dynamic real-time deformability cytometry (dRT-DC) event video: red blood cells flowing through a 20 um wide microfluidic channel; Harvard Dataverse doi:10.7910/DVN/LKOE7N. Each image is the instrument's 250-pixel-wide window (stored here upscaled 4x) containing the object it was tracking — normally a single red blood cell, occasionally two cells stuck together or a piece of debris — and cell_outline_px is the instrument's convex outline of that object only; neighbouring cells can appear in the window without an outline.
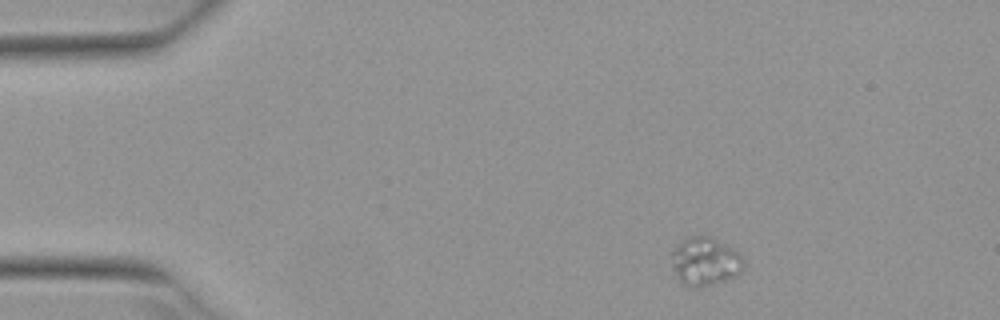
{"species": "Egyptian fruit bat (a non-hibernating species)", "species_latin": "Rousettus aegyptiacus", "temperature_condition": "warm", "stored_images_in_passage": 3, "camera_frame_rate_fps": 3000, "um_per_image_px": 0.085, "animal": {"sex": "female"}, "frame": {"image": 1, "passage_image": 1, "time_ms": 0.0, "image_size_px": [1000, 320], "cell_outline_px": [[744, 268], [736, 276], [700, 288], [688, 288], [680, 284], [676, 276], [672, 264], [672, 252], [680, 240], [684, 236], [712, 236], [732, 248], [744, 260]], "centroid_in_image_um": [59.89, 22.23], "position_along_channel_um": 25.1, "area_um2": 20.63}}